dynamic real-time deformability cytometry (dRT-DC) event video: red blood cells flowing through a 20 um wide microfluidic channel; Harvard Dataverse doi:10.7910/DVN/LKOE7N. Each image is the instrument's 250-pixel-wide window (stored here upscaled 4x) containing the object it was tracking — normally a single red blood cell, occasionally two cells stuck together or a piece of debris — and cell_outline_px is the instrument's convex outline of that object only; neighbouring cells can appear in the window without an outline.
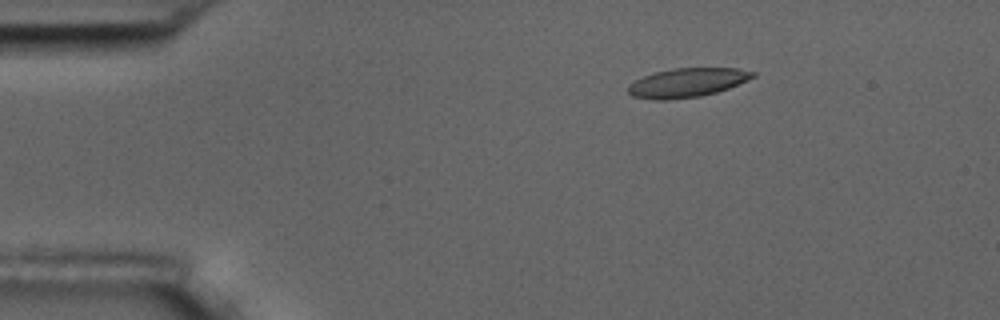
{"species": "common noctule bat (a hibernating species)", "species_latin": "Nyctalus noctula", "temperature_condition": "room temperature", "stored_images_in_passage": 5, "camera_frame_rate_fps": 3000, "um_per_image_px": 0.085, "animal": {"sex": "male", "body_mass_g": 17.5, "forearm_length_mm": 52.3}, "frame": {"image": 1, "passage_image": 3, "time_ms": 2.333, "image_size_px": [1000, 320], "cell_outline_px": [[756, 76], [748, 80], [728, 88], [716, 92], [700, 96], [668, 100], [656, 100], [632, 96], [628, 92], [628, 84], [644, 76], [656, 72], [672, 68], [736, 68], [756, 72]], "centroid_in_image_um": [58.41, 7.02], "position_along_channel_um": 26.6, "area_um2": 21.04}}